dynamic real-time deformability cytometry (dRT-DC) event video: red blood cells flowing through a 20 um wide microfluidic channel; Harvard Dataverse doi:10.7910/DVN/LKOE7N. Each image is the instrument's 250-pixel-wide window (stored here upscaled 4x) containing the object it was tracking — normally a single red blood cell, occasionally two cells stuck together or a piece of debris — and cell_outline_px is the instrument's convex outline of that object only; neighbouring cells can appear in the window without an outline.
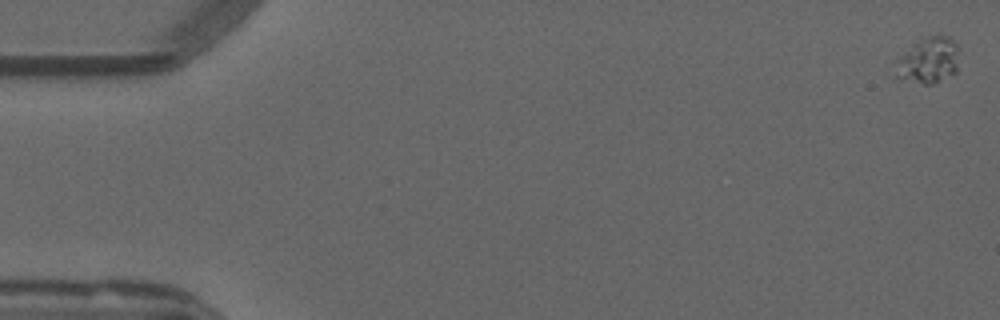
{"species": "common noctule bat (a hibernating species)", "species_latin": "Nyctalus noctula", "temperature_condition": "warm", "stored_images_in_passage": 55, "camera_frame_rate_fps": 3000, "um_per_image_px": 0.085, "animal": {"sex": "male", "forearm_length_mm": 52.5}, "frame": {"image": 1, "passage_image": 1, "time_ms": 0.0, "image_size_px": [1000, 320], "cell_outline_px": [[956, 72], [932, 84], [924, 84], [896, 76], [900, 56], [920, 40], [928, 36], [948, 36], [956, 44]], "centroid_in_image_um": [78.94, 5.13], "position_along_channel_um": 6.1, "area_um2": 16.01}}
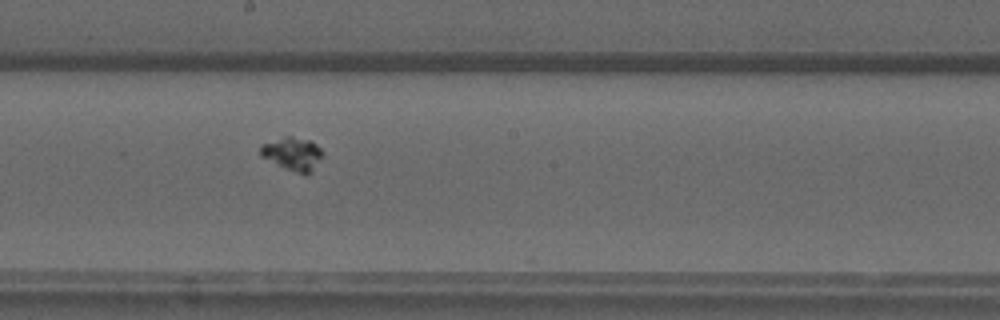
{"frame": {"image": 2, "passage_image": 31, "time_ms": 10.0, "image_size_px": [1000, 320], "cell_outline_px": [[324, 152], [312, 172], [308, 176], [304, 176], [260, 156], [260, 144], [284, 136], [292, 136], [312, 140]], "centroid_in_image_um": [24.89, 13.07], "position_along_channel_um": 223.3, "area_um2": 12.2}}
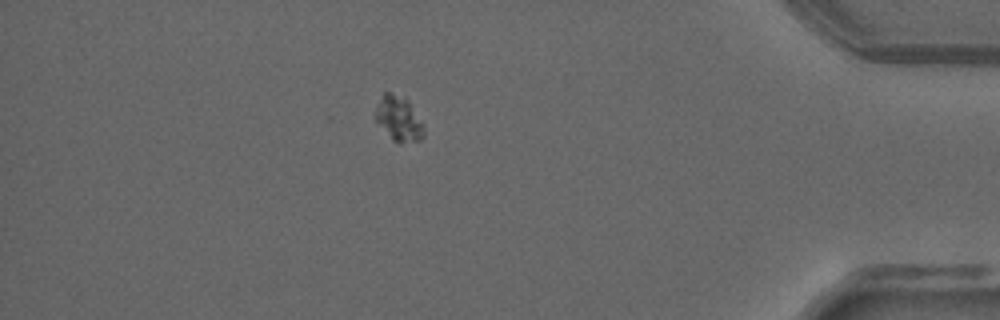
{"frame": {"image": 3, "passage_image": 49, "time_ms": 16.0, "image_size_px": [1000, 320], "cell_outline_px": [[424, 136], [420, 140], [400, 144], [392, 140], [372, 116], [376, 104], [384, 92], [392, 92], [404, 96], [408, 100], [424, 124]], "centroid_in_image_um": [33.87, 10.07], "position_along_channel_um": 401.3, "area_um2": 13.12}}